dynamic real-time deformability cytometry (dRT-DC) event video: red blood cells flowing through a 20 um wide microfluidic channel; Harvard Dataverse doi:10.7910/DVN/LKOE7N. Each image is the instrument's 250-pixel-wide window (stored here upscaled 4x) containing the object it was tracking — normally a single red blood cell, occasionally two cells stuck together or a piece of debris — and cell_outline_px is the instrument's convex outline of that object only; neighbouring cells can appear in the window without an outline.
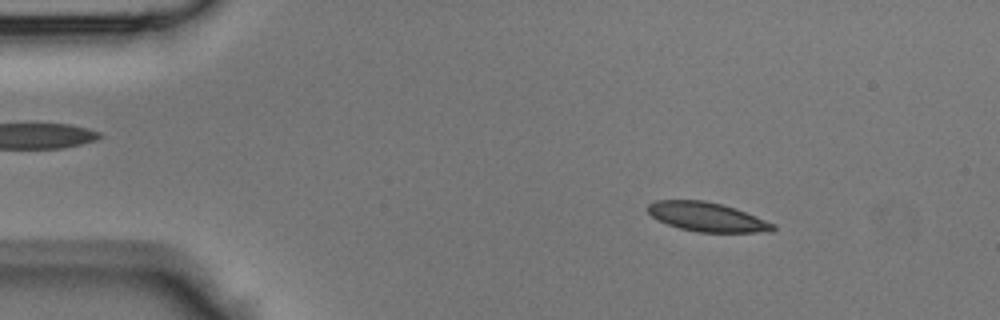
{"species": "Egyptian fruit bat (a non-hibernating species)", "species_latin": "Rousettus aegyptiacus", "temperature_condition": "room temperature", "stored_images_in_passage": 43, "camera_frame_rate_fps": 3000, "um_per_image_px": 0.085, "animal": {"sex": "male"}, "frame": {"image": 1, "passage_image": 6, "time_ms": 1.667, "image_size_px": [1000, 320], "cell_outline_px": [[776, 228], [772, 232], [700, 232], [680, 228], [656, 220], [648, 212], [648, 204], [656, 200], [704, 200], [736, 208], [776, 224]], "centroid_in_image_um": [60.12, 18.44], "position_along_channel_um": 24.9, "area_um2": 21.27}}
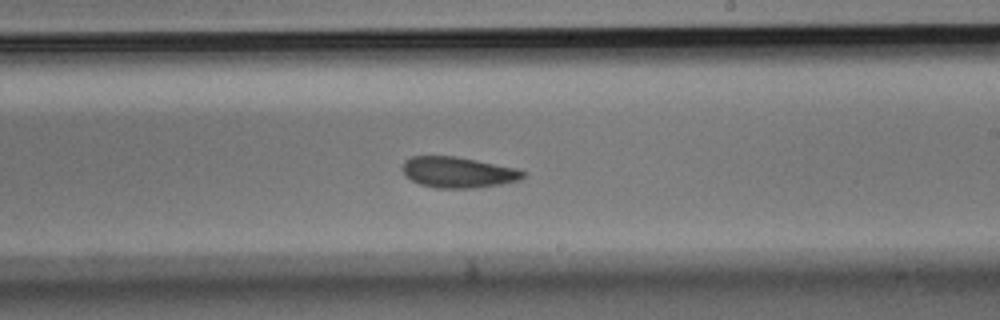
{"frame": {"image": 2, "passage_image": 25, "time_ms": 8.0, "image_size_px": [1000, 320], "cell_outline_px": [[528, 172], [520, 180], [500, 184], [472, 188], [436, 188], [420, 184], [412, 180], [404, 172], [404, 160], [412, 156], [456, 156], [516, 168]], "centroid_in_image_um": [38.97, 14.64], "position_along_channel_um": 250.0, "area_um2": 21.5}}
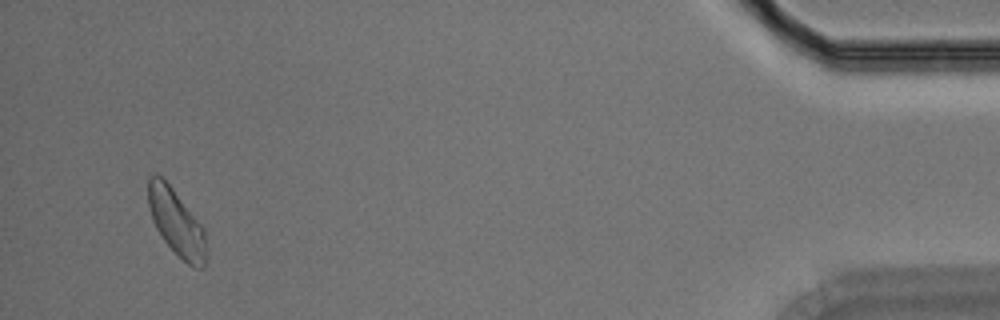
{"frame": {"image": 3, "passage_image": 41, "time_ms": 13.333, "image_size_px": [1000, 320], "cell_outline_px": [[204, 268], [196, 268], [188, 264], [164, 240], [156, 228], [152, 220], [148, 208], [148, 176], [160, 176], [172, 188], [204, 228]], "centroid_in_image_um": [14.95, 18.89], "position_along_channel_um": 420.2, "area_um2": 21.62}}